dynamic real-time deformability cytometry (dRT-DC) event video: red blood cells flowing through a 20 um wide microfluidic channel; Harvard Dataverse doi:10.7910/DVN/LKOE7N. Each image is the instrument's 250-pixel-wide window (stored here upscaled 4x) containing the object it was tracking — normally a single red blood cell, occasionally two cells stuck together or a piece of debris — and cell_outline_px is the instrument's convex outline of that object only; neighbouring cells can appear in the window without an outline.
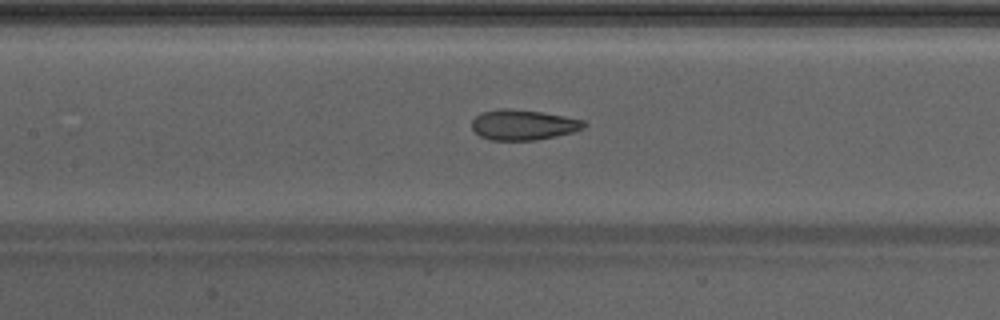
{"species": "Egyptian fruit bat (a non-hibernating species)", "species_latin": "Rousettus aegyptiacus", "temperature_condition": "warm", "stored_images_in_passage": 37, "camera_frame_rate_fps": 3000, "um_per_image_px": 0.085, "animal": {"sex": "male"}, "frame": {"image": 1, "passage_image": 12, "time_ms": 3.667, "image_size_px": [1000, 320], "cell_outline_px": [[588, 124], [584, 128], [572, 132], [536, 140], [492, 140], [480, 136], [472, 128], [472, 120], [480, 112], [500, 108], [508, 108], [540, 112], [564, 116], [584, 120]], "centroid_in_image_um": [44.47, 10.6], "position_along_channel_um": 162.9, "area_um2": 19.77}}
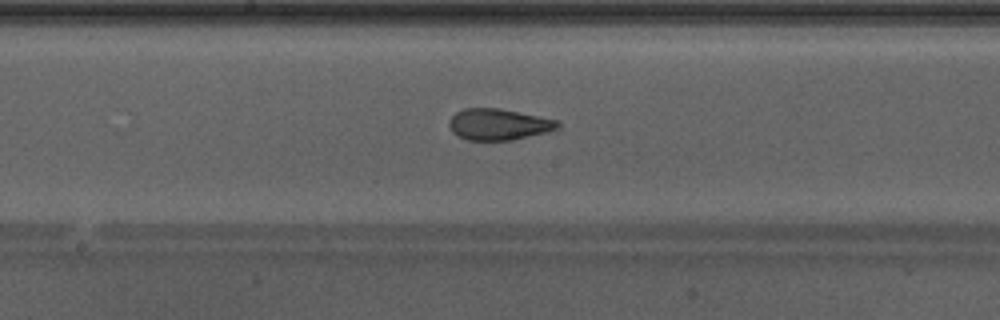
{"frame": {"image": 2, "passage_image": 15, "time_ms": 4.667, "image_size_px": [1000, 320], "cell_outline_px": [[560, 128], [512, 140], [468, 140], [452, 132], [448, 124], [448, 120], [456, 112], [464, 108], [500, 108], [560, 120]], "centroid_in_image_um": [42.38, 10.56], "position_along_channel_um": 205.8, "area_um2": 19.83}}
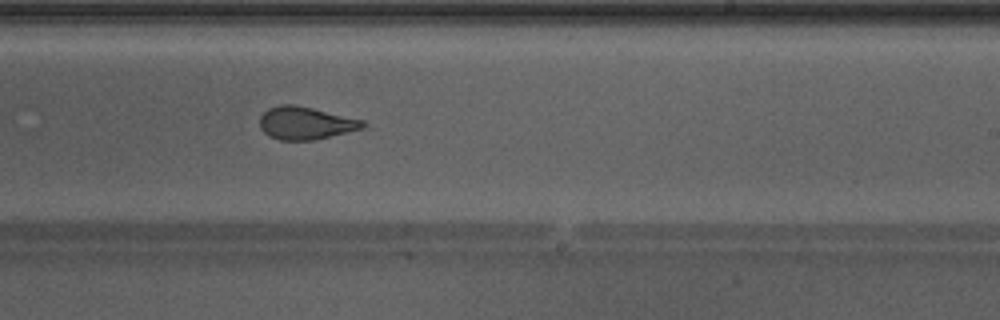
{"frame": {"image": 3, "passage_image": 19, "time_ms": 6.0, "image_size_px": [1000, 320], "cell_outline_px": [[368, 124], [360, 128], [348, 132], [316, 140], [280, 140], [268, 136], [260, 128], [260, 116], [268, 108], [280, 104], [292, 104], [312, 108], [364, 120]], "centroid_in_image_um": [25.95, 10.46], "position_along_channel_um": 263.0, "area_um2": 19.65}, "authors_computed_cell_mechanics": {"area_um2": 19.9988, "velocity_mm_per_s": 4.3039, "shape_relaxation_time_tau1_ms": null, "shape_relaxation_time_tau2_ms": 1.1592, "deformation_change_tau1": null, "deformation_change_tau2": 0.094}}